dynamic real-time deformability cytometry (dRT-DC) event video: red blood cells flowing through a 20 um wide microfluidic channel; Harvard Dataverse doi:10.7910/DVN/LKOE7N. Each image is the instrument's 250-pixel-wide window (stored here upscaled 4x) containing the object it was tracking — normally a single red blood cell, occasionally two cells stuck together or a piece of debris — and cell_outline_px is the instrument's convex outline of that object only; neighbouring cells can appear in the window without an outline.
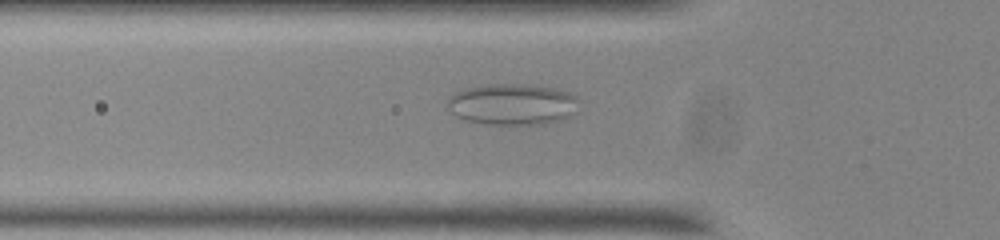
{"species": "common noctule bat (a hibernating species)", "species_latin": "Nyctalus noctula", "temperature_condition": "room temperature", "stored_images_in_passage": 54, "camera_frame_rate_fps": 3000, "um_per_image_px": 0.085, "animal": {"sex": "male", "body_mass_g": 20.0, "forearm_length_mm": 53.3}, "frame": {"image": 1, "passage_image": 17, "time_ms": 5.333, "image_size_px": [1000, 240], "cell_outline_px": [[580, 100], [576, 112], [568, 116], [544, 124], [488, 124], [464, 120], [456, 116], [452, 112], [448, 104], [448, 100], [456, 92], [468, 88], [488, 84], [528, 84], [556, 88], [568, 92], [576, 96]], "centroid_in_image_um": [43.6, 8.86], "position_along_channel_um": 82.2, "area_um2": 31.5}}
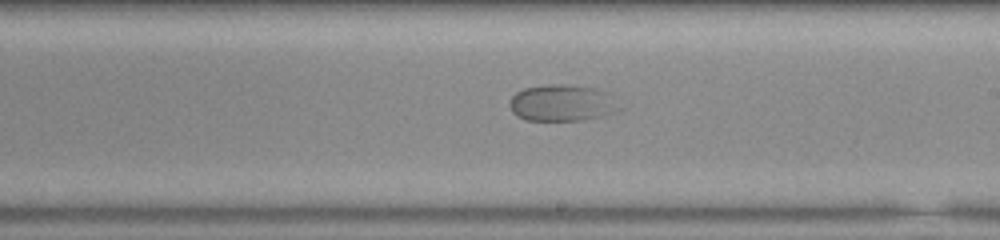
{"frame": {"image": 2, "passage_image": 30, "time_ms": 9.667, "image_size_px": [1000, 240], "cell_outline_px": [[608, 92], [596, 116], [580, 120], [524, 120], [516, 116], [512, 112], [508, 104], [512, 96], [516, 92], [524, 88], [552, 84], [564, 84], [592, 88]], "centroid_in_image_um": [47.34, 8.72], "position_along_channel_um": 241.7, "area_um2": 21.15}}
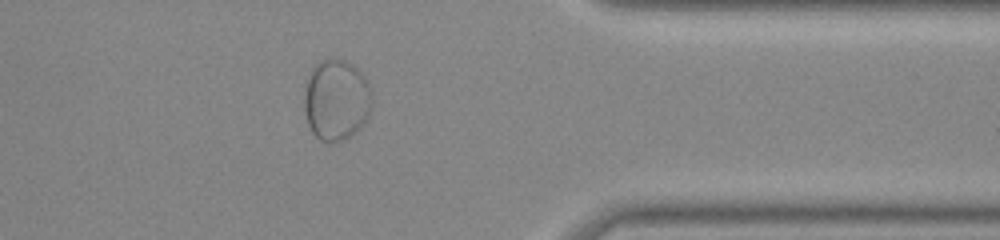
{"frame": {"image": 3, "passage_image": 43, "time_ms": 14.0, "image_size_px": [1000, 240], "cell_outline_px": [[372, 108], [368, 116], [356, 132], [344, 140], [328, 144], [320, 140], [312, 132], [308, 124], [304, 112], [304, 96], [308, 80], [312, 68], [320, 60], [328, 56], [332, 56], [344, 60], [352, 64], [364, 76], [368, 84], [372, 100]], "centroid_in_image_um": [28.58, 8.49], "position_along_channel_um": 382.8, "area_um2": 32.37}}